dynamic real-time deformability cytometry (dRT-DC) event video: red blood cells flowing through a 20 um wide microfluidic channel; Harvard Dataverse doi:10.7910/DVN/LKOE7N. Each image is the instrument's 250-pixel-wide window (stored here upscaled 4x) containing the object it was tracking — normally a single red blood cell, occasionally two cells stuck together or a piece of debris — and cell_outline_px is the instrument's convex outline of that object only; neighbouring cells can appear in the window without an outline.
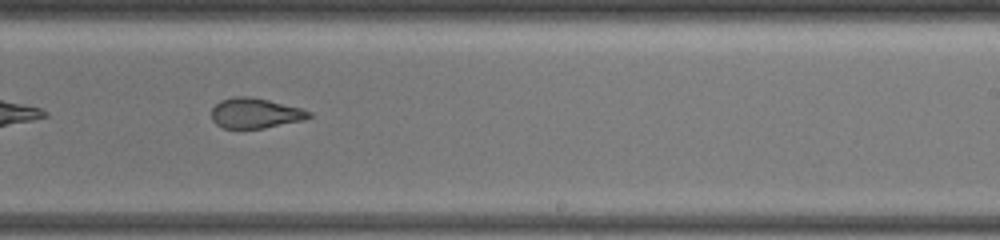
{"species": "common noctule bat (a hibernating species)", "species_latin": "Nyctalus noctula", "temperature_condition": "warm", "stored_images_in_passage": 35, "camera_frame_rate_fps": 3000, "um_per_image_px": 0.085, "animal": {"sex": "female", "body_mass_g": 19.5, "forearm_length_mm": 54.1}, "frame": {"image": 1, "passage_image": 18, "time_ms": 5.667, "image_size_px": [1000, 240], "cell_outline_px": [[312, 116], [304, 120], [264, 128], [224, 128], [216, 124], [212, 120], [212, 108], [220, 100], [232, 96], [248, 96], [268, 100], [300, 108], [312, 112]], "centroid_in_image_um": [21.69, 9.61], "position_along_channel_um": 267.3, "area_um2": 17.11}, "authors_computed_cell_mechanics": {"area_um2": 18.6116, "velocity_mm_per_s": 3.5938, "shape_relaxation_time_tau1_ms": null, "shape_relaxation_time_tau2_ms": 1.9593, "deformation_change_tau1": null, "deformation_change_tau2": 0.0979}}